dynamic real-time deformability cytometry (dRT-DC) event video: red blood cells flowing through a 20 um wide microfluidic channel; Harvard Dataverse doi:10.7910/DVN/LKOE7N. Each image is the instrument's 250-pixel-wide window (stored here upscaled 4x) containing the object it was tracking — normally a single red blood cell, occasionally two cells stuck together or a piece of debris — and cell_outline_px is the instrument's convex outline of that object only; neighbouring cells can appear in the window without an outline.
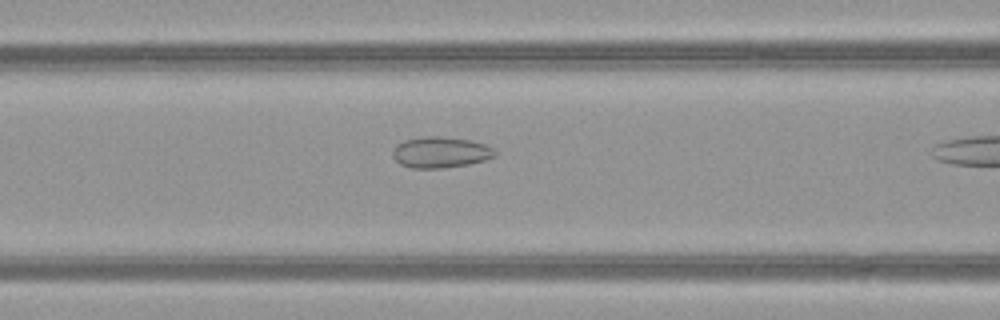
{"species": "common noctule bat (a hibernating species)", "species_latin": "Nyctalus noctula", "temperature_condition": "warm", "stored_images_in_passage": 10, "camera_frame_rate_fps": 3000, "um_per_image_px": 0.085, "animal": {"sex": "female", "body_mass_g": 21.9}, "frame": {"image": 1, "passage_image": 6, "time_ms": 1.667, "image_size_px": [1000, 320], "cell_outline_px": [[496, 156], [484, 160], [468, 164], [444, 168], [412, 168], [400, 164], [392, 156], [392, 148], [396, 144], [404, 140], [428, 136], [440, 136], [472, 140], [484, 144], [492, 148], [496, 152]], "centroid_in_image_um": [37.42, 12.94], "position_along_channel_um": 129.2, "area_um2": 18.55}}
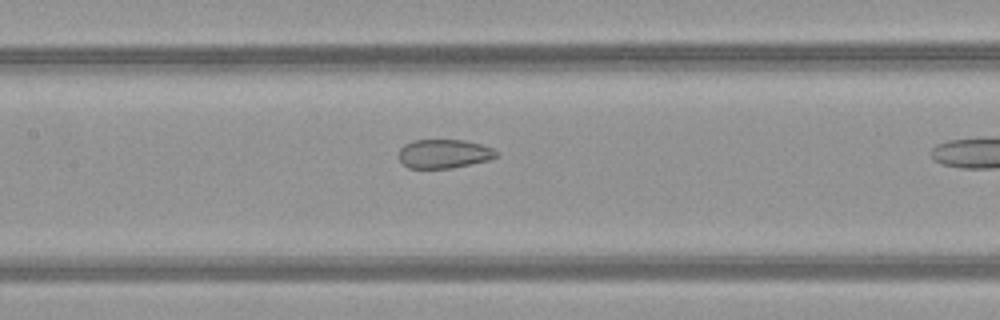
{"frame": {"image": 2, "passage_image": 9, "time_ms": 2.667, "image_size_px": [1000, 320], "cell_outline_px": [[500, 156], [488, 160], [452, 168], [408, 168], [400, 160], [400, 148], [404, 144], [412, 140], [464, 140], [480, 144], [492, 148], [500, 152]], "centroid_in_image_um": [37.77, 13.06], "position_along_channel_um": 169.6, "area_um2": 16.47}}